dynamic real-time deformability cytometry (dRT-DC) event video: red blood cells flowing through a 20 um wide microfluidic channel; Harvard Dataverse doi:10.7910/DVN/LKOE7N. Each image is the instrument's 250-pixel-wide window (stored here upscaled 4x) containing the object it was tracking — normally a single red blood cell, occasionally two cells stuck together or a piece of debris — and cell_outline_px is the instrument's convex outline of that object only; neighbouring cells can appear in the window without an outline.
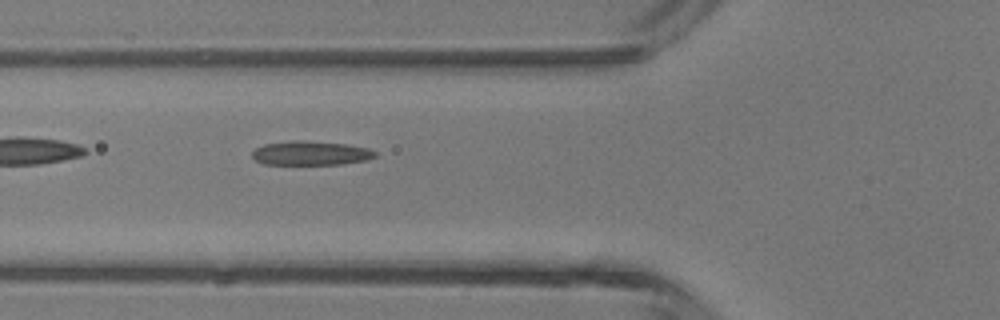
{"species": "common noctule bat (a hibernating species)", "species_latin": "Nyctalus noctula", "temperature_condition": "room temperature", "stored_images_in_passage": 6, "camera_frame_rate_fps": 3000, "um_per_image_px": 0.085, "animal": {"sex": "male", "body_mass_g": 13.3}, "frame": {"image": 1, "passage_image": 6, "time_ms": 5.667, "image_size_px": [1000, 320], "cell_outline_px": [[376, 156], [368, 160], [340, 164], [264, 164], [256, 160], [252, 156], [252, 152], [256, 148], [264, 144], [292, 140], [300, 140], [344, 144], [368, 148], [376, 152]], "centroid_in_image_um": [26.41, 13.02], "position_along_channel_um": 99.4, "area_um2": 17.17}}